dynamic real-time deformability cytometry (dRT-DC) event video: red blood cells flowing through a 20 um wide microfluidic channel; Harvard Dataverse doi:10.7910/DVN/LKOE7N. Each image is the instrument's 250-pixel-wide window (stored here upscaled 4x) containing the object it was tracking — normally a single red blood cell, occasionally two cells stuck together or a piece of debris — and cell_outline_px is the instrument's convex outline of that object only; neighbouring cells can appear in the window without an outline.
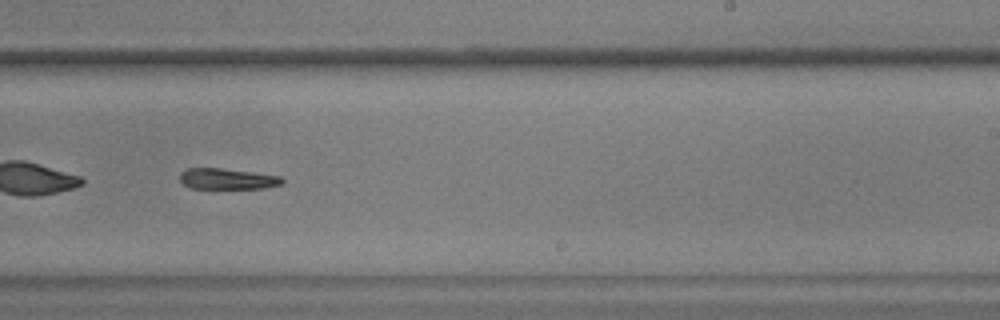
{"species": "common noctule bat (a hibernating species)", "species_latin": "Nyctalus noctula", "temperature_condition": "warm", "stored_images_in_passage": 54, "segment_of_instrument_passage": [2, 2], "camera_frame_rate_fps": 3000, "um_per_image_px": 0.085, "animal": {"sex": "male", "body_mass_g": 17.9, "forearm_length_mm": 54.2}, "frame": {"image": 1, "passage_image": 35, "time_ms": 11.333, "image_size_px": [1000, 320], "cell_outline_px": [[284, 184], [264, 188], [192, 188], [184, 184], [180, 180], [180, 172], [188, 168], [220, 168], [252, 172], [280, 176], [284, 180]], "centroid_in_image_um": [19.34, 15.2], "position_along_channel_um": 269.7, "area_um2": 12.37}}
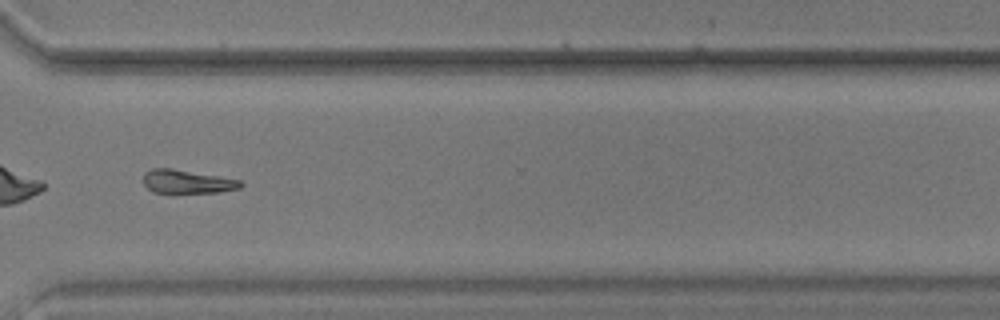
{"frame": {"image": 2, "passage_image": 42, "time_ms": 13.667, "image_size_px": [1000, 320], "cell_outline_px": [[244, 184], [240, 188], [220, 192], [152, 192], [144, 184], [144, 172], [152, 168], [172, 168], [220, 176], [240, 180]], "centroid_in_image_um": [15.92, 15.42], "position_along_channel_um": 354.7, "area_um2": 13.29}}